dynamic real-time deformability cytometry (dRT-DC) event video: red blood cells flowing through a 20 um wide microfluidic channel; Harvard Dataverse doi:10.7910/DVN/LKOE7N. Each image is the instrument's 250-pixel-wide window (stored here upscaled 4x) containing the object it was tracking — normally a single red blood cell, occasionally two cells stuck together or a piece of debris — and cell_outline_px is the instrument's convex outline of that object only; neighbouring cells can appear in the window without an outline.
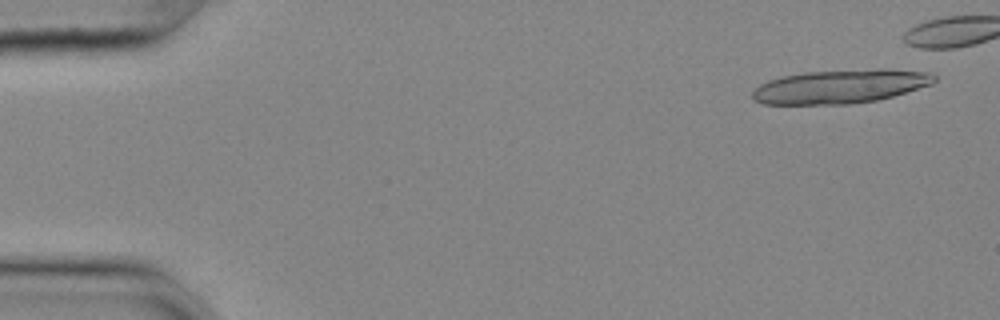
{"species": "common noctule bat (a hibernating species)", "species_latin": "Nyctalus noctula", "temperature_condition": "cold", "stored_images_in_passage": 18, "camera_frame_rate_fps": 3000, "um_per_image_px": 0.085, "animal": {"sex": "female", "body_mass_g": 25.1}, "frame": {"image": 1, "passage_image": 3, "time_ms": 0.667, "image_size_px": [1000, 320], "cell_outline_px": [[936, 80], [932, 84], [892, 96], [876, 100], [852, 104], [764, 104], [756, 100], [752, 96], [752, 92], [760, 84], [768, 80], [784, 76], [804, 72], [880, 68], [888, 68], [932, 72], [936, 76]], "centroid_in_image_um": [71.48, 7.33], "position_along_channel_um": 13.5, "area_um2": 35.95}}